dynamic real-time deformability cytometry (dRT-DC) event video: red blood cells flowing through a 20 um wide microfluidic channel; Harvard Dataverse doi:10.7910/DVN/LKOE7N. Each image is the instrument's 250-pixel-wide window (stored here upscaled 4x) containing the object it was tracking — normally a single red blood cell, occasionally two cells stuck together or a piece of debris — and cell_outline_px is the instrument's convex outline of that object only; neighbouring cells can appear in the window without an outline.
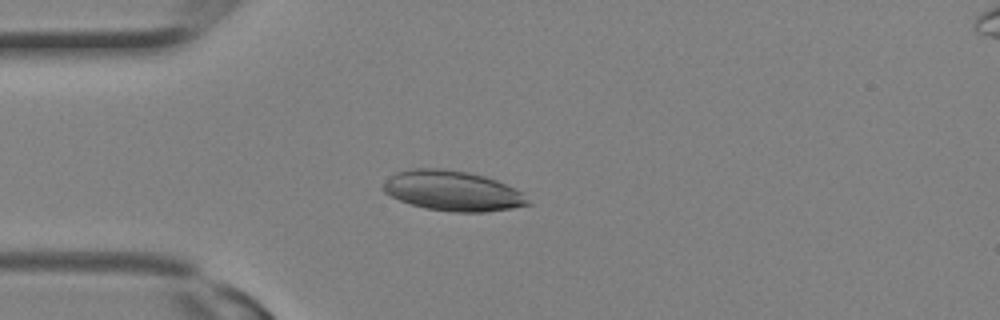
{"species": "Egyptian fruit bat (a non-hibernating species)", "species_latin": "Rousettus aegyptiacus", "temperature_condition": "room temperature", "stored_images_in_passage": 28, "camera_frame_rate_fps": 3000, "um_per_image_px": 0.085, "animal": {"sex": "female"}, "frame": {"image": 1, "passage_image": 7, "time_ms": 2.0, "image_size_px": [1000, 320], "cell_outline_px": [[532, 204], [512, 208], [484, 212], [456, 212], [424, 208], [400, 200], [384, 192], [380, 188], [388, 176], [396, 172], [412, 168], [440, 168], [468, 172], [484, 176], [496, 180], [524, 192]], "centroid_in_image_um": [38.47, 16.21], "position_along_channel_um": 46.5, "area_um2": 33.99}}
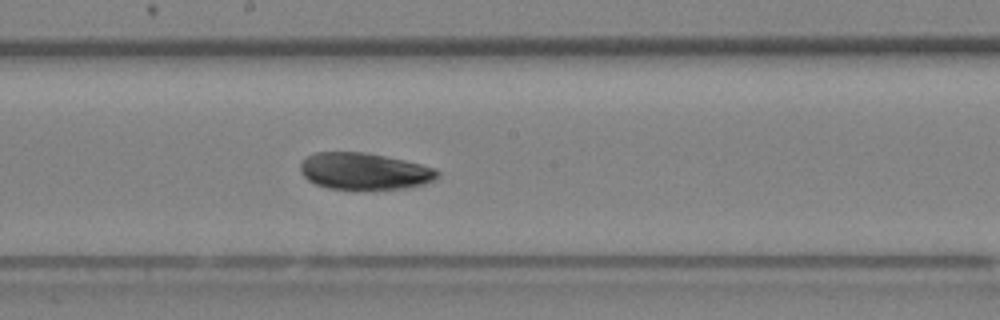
{"frame": {"image": 2, "passage_image": 15, "time_ms": 4.667, "image_size_px": [1000, 320], "cell_outline_px": [[440, 176], [424, 184], [404, 188], [356, 192], [352, 192], [328, 188], [316, 184], [308, 180], [300, 172], [300, 160], [316, 152], [364, 152], [404, 160], [436, 168], [440, 172]], "centroid_in_image_um": [30.94, 14.59], "position_along_channel_um": 217.3, "area_um2": 30.23}}
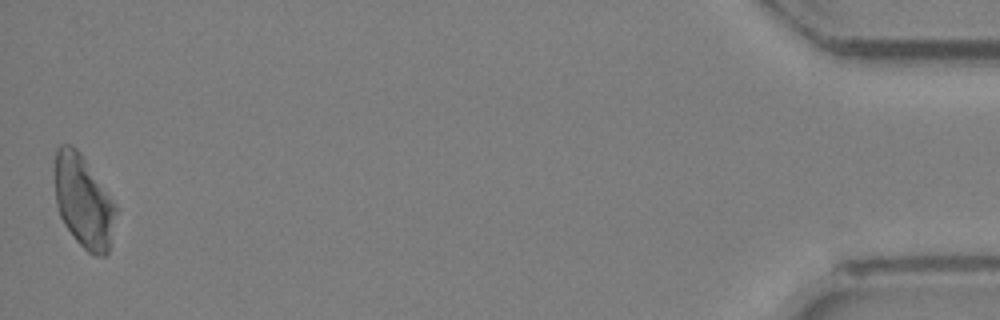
{"frame": {"image": 3, "passage_image": 28, "time_ms": 9.0, "image_size_px": [1000, 320], "cell_outline_px": [[120, 208], [108, 252], [104, 256], [96, 256], [88, 252], [76, 240], [64, 224], [60, 216], [56, 204], [56, 148], [60, 144], [72, 144], [80, 152]], "centroid_in_image_um": [7.16, 17.14], "position_along_channel_um": 428.0, "area_um2": 33.35}}